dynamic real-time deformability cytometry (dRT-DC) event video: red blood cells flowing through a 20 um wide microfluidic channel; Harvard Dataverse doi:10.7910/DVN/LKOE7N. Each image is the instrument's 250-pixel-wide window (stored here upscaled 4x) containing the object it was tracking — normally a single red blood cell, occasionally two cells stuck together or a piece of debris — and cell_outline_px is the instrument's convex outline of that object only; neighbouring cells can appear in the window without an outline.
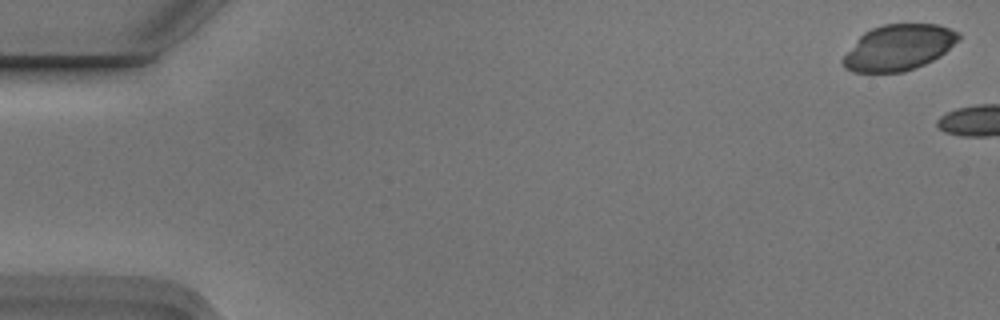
{"species": "Egyptian fruit bat (a non-hibernating species)", "species_latin": "Rousettus aegyptiacus", "temperature_condition": "cold", "stored_images_in_passage": 5, "camera_frame_rate_fps": 3000, "um_per_image_px": 0.085, "animal": {"sex": "male"}, "frame": {"image": 1, "passage_image": 1, "time_ms": 0.0, "image_size_px": [1000, 320], "cell_outline_px": [[960, 36], [940, 56], [924, 64], [904, 72], [852, 72], [844, 68], [840, 60], [856, 40], [864, 32], [880, 24], [940, 24], [960, 32]], "centroid_in_image_um": [76.34, 4.03], "position_along_channel_um": 8.7, "area_um2": 30.81}}